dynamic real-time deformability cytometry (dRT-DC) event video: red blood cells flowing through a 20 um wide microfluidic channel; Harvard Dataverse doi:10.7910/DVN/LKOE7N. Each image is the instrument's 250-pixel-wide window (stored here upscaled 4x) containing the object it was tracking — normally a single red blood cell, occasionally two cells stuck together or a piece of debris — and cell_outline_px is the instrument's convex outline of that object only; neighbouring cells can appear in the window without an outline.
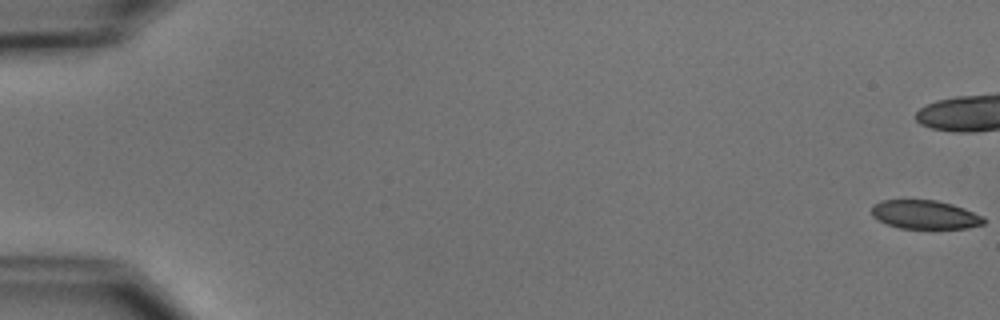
{"species": "common noctule bat (a hibernating species)", "species_latin": "Nyctalus noctula", "temperature_condition": "cold", "stored_images_in_passage": 46, "camera_frame_rate_fps": 3000, "um_per_image_px": 0.085, "animal": {"sex": "male", "body_mass_g": 15.6}, "frame": {"image": 1, "passage_image": 1, "time_ms": 0.0, "image_size_px": [1000, 320], "cell_outline_px": [[984, 224], [968, 228], [900, 228], [888, 224], [872, 216], [872, 204], [880, 200], [936, 200], [952, 204], [964, 208], [984, 216]], "centroid_in_image_um": [78.63, 18.23], "position_along_channel_um": 6.4, "area_um2": 18.73}}